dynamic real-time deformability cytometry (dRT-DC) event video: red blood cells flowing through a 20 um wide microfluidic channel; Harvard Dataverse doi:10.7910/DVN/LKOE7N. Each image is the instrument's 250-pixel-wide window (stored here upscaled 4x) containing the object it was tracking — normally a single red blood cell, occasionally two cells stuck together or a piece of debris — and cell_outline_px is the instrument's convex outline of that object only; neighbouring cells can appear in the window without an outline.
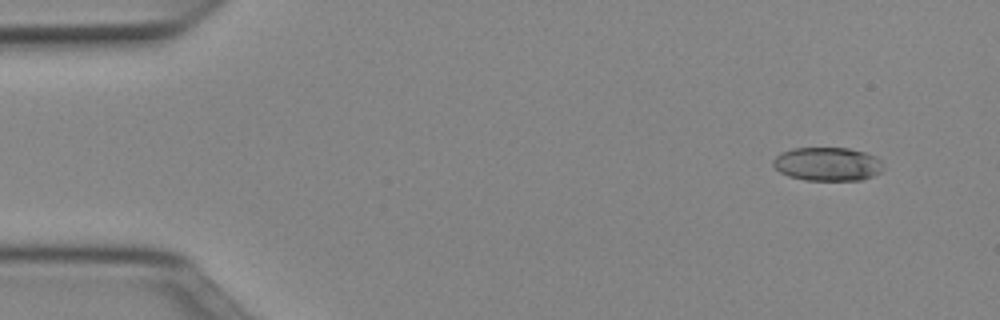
{"species": "Egyptian fruit bat (a non-hibernating species)", "species_latin": "Rousettus aegyptiacus", "temperature_condition": "cold", "stored_images_in_passage": 10, "camera_frame_rate_fps": 3000, "um_per_image_px": 0.085, "animal": {"sex": "female"}, "frame": {"image": 1, "passage_image": 4, "time_ms": 1.0, "image_size_px": [1000, 320], "cell_outline_px": [[880, 172], [872, 176], [860, 180], [804, 180], [788, 176], [780, 172], [772, 164], [772, 160], [780, 152], [792, 148], [848, 148], [864, 152], [876, 156], [880, 160]], "centroid_in_image_um": [70.28, 13.94], "position_along_channel_um": 14.7, "area_um2": 21.5}}